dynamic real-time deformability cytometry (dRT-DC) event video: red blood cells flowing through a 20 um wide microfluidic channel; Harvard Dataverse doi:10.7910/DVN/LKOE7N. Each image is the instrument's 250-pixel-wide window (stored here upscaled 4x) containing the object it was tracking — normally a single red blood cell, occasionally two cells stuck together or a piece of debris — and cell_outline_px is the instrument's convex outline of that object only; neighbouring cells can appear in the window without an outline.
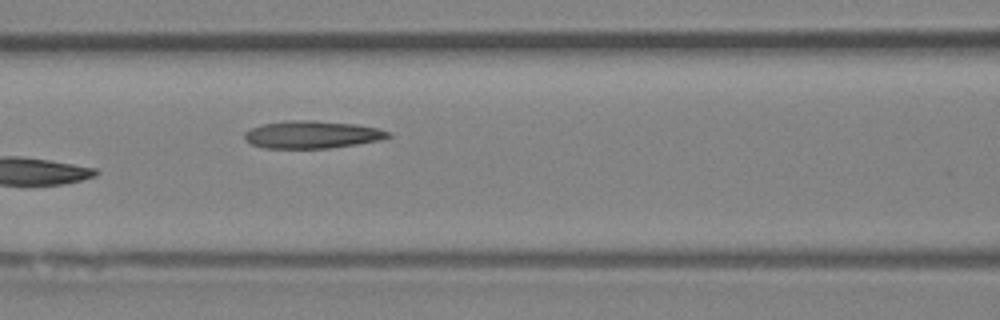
{"species": "Egyptian fruit bat (a non-hibernating species)", "species_latin": "Rousettus aegyptiacus", "temperature_condition": "room temperature", "stored_images_in_passage": 7, "camera_frame_rate_fps": 3000, "um_per_image_px": 0.085, "animal": {"sex": "female"}, "frame": {"image": 1, "passage_image": 7, "time_ms": 7.667, "image_size_px": [1000, 320], "cell_outline_px": [[392, 136], [380, 140], [356, 144], [328, 148], [264, 148], [252, 144], [244, 140], [244, 132], [260, 124], [292, 120], [312, 120], [356, 124], [376, 128], [392, 132]], "centroid_in_image_um": [26.52, 11.44], "position_along_channel_um": 140.1, "area_um2": 23.06}}